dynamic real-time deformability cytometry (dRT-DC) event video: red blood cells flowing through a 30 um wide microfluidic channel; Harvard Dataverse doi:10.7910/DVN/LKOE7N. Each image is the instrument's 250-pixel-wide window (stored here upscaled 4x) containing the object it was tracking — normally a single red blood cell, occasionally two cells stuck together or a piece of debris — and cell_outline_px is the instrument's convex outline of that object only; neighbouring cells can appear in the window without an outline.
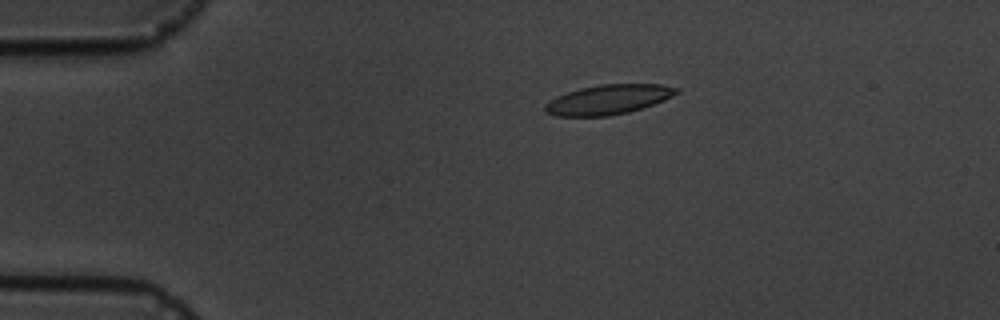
{"species": "common noctule bat (a hibernating species)", "species_latin": "Nyctalus noctula", "temperature_condition": "cold", "stored_images_in_passage": 4, "camera_frame_rate_fps": 3000, "um_per_image_px": 0.085, "animal": {"sex": "male", "body_mass_g": 19.5, "forearm_length_mm": 54.6}, "frame": {"image": 1, "passage_image": 2, "time_ms": 1.333, "image_size_px": [1000, 320], "cell_outline_px": [[680, 92], [664, 100], [628, 112], [608, 116], [556, 116], [544, 112], [544, 104], [548, 100], [556, 96], [580, 88], [600, 84], [660, 84], [680, 88]], "centroid_in_image_um": [51.67, 8.46], "position_along_channel_um": 33.3, "area_um2": 22.77}}